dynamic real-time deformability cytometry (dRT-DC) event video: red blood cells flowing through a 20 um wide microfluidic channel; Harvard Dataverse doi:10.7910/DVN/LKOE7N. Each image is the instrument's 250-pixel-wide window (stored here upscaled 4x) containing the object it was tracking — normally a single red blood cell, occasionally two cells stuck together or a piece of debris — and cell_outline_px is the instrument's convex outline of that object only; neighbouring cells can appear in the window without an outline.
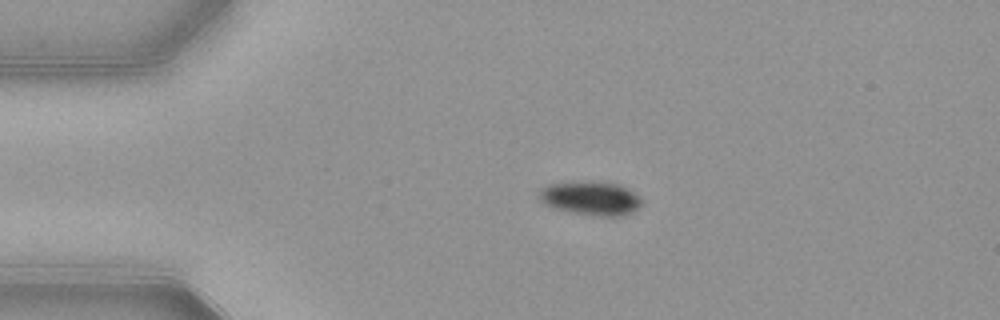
{"species": "common noctule bat (a hibernating species)", "species_latin": "Nyctalus noctula", "temperature_condition": "warm", "stored_images_in_passage": 43, "camera_frame_rate_fps": 3000, "um_per_image_px": 0.085, "animal": {"sex": "female", "body_mass_g": 21.9}, "frame": {"image": 1, "passage_image": 1, "time_ms": 0.0, "image_size_px": [1000, 320], "cell_outline_px": [[640, 204], [632, 212], [624, 216], [604, 216], [576, 212], [556, 208], [544, 204], [540, 200], [536, 192], [540, 188], [548, 184], [592, 180], [620, 184], [628, 188], [640, 200]], "centroid_in_image_um": [50.16, 16.81], "position_along_channel_um": 34.8, "area_um2": 20.11}}
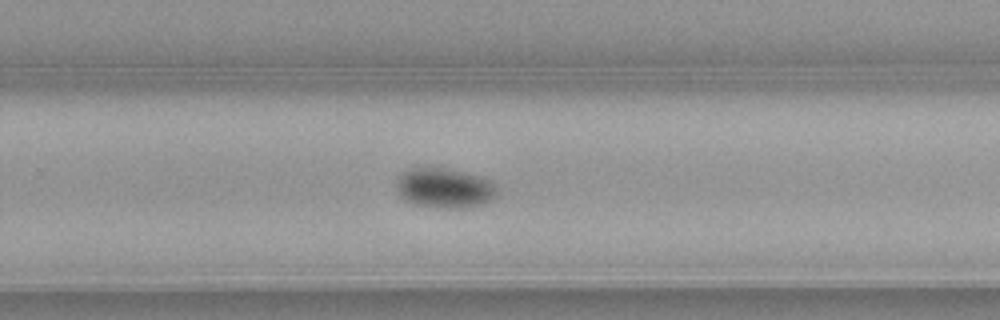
{"frame": {"image": 2, "passage_image": 24, "time_ms": 7.667, "image_size_px": [1000, 320], "cell_outline_px": [[496, 196], [492, 200], [484, 204], [460, 208], [436, 208], [412, 204], [404, 200], [400, 196], [396, 188], [396, 184], [400, 176], [404, 172], [412, 168], [444, 168], [480, 176], [496, 184]], "centroid_in_image_um": [37.78, 16.01], "position_along_channel_um": 292.0, "area_um2": 23.41}}
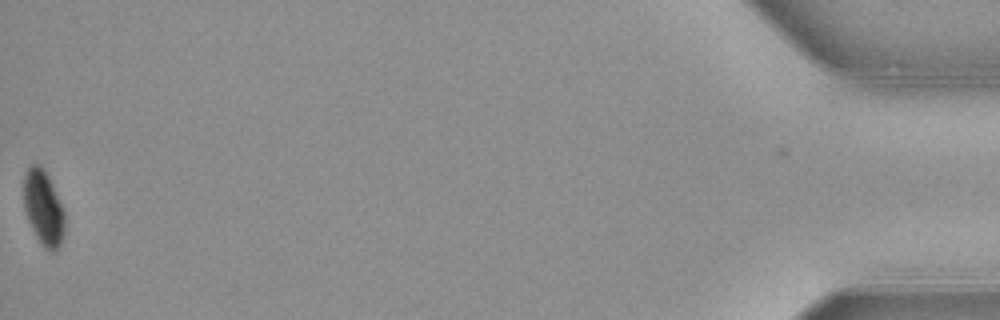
{"frame": {"image": 3, "passage_image": 43, "time_ms": 14.0, "image_size_px": [1000, 320], "cell_outline_px": [[64, 236], [60, 244], [52, 252], [44, 248], [40, 244], [28, 220], [24, 208], [24, 172], [32, 164], [40, 164], [44, 168], [64, 208]], "centroid_in_image_um": [3.69, 17.65], "position_along_channel_um": 431.5, "area_um2": 17.98}, "authors_computed_cell_mechanics": {"area_um2": 22.4842, "velocity_mm_per_s": 3.8652, "shape_relaxation_time_tau1_ms": 2.0752, "shape_relaxation_time_tau2_ms": null, "deformation_change_tau1": 0.0961, "deformation_change_tau2": null}}